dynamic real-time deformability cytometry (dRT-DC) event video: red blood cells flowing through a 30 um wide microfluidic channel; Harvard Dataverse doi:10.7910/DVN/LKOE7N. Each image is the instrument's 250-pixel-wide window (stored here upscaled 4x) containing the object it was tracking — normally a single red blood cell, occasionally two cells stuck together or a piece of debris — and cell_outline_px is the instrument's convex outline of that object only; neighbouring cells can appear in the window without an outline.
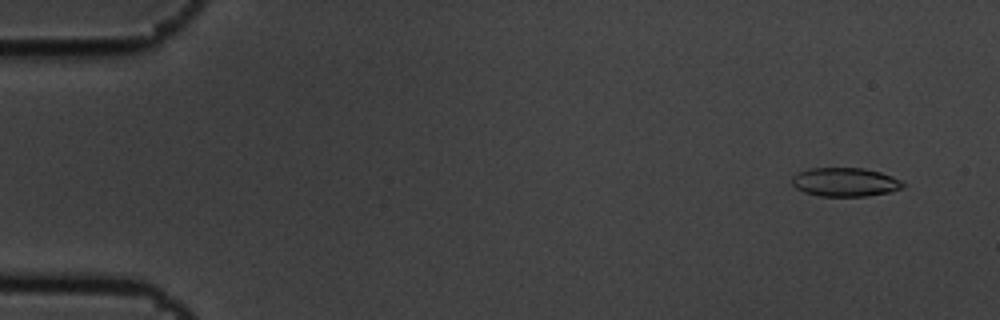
{"species": "common noctule bat (a hibernating species)", "species_latin": "Nyctalus noctula", "temperature_condition": "cold", "stored_images_in_passage": 5, "camera_frame_rate_fps": 3000, "um_per_image_px": 0.085, "animal": {"sex": "male", "body_mass_g": 19.5, "forearm_length_mm": 54.6}, "frame": {"image": 1, "passage_image": 2, "time_ms": 0.333, "image_size_px": [1000, 320], "cell_outline_px": [[904, 188], [892, 192], [868, 196], [820, 196], [804, 192], [796, 188], [792, 184], [792, 176], [808, 168], [864, 168], [880, 172], [892, 176], [900, 180], [904, 184]], "centroid_in_image_um": [71.85, 15.48], "position_along_channel_um": 13.1, "area_um2": 18.73}}
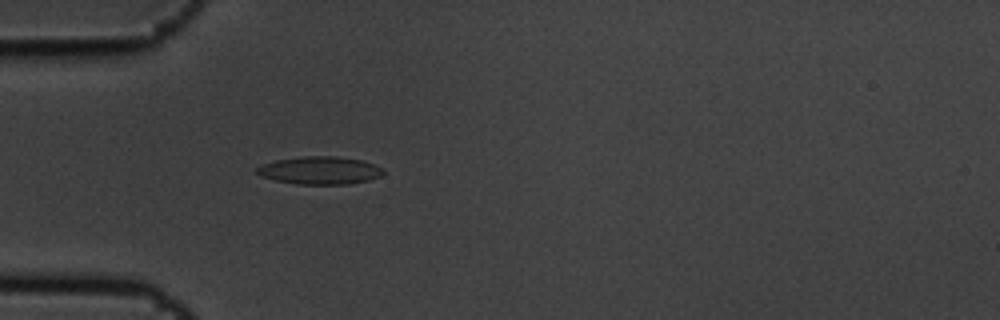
{"frame": {"image": 2, "passage_image": 5, "time_ms": 1.333, "image_size_px": [1000, 320], "cell_outline_px": [[384, 172], [380, 176], [368, 180], [348, 184], [296, 184], [276, 180], [260, 176], [256, 172], [256, 168], [264, 164], [276, 160], [300, 156], [336, 156], [360, 160], [384, 168]], "centroid_in_image_um": [27.18, 14.48], "position_along_channel_um": 57.8, "area_um2": 20.35}}